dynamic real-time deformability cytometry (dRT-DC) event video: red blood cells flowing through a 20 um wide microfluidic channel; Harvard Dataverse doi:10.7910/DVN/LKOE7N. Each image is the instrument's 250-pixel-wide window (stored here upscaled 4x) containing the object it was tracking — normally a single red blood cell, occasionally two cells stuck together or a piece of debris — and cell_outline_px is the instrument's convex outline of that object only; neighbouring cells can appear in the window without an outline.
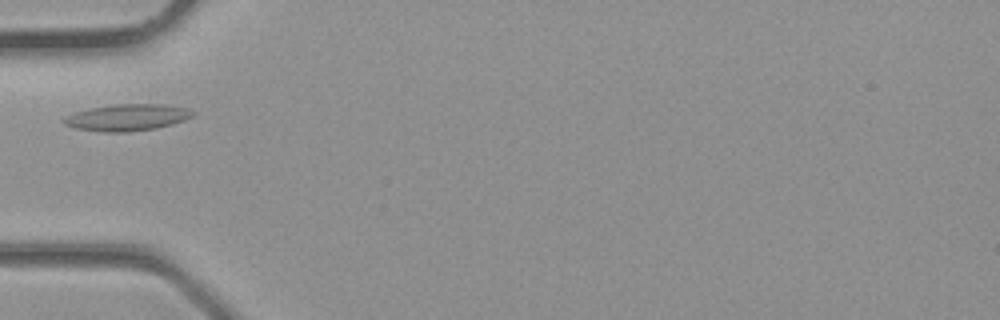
{"species": "common noctule bat (a hibernating species)", "species_latin": "Nyctalus noctula", "temperature_condition": "room temperature", "stored_images_in_passage": 1, "camera_frame_rate_fps": 3000, "um_per_image_px": 0.085, "animal": {"sex": "male", "body_mass_g": 23.1, "forearm_length_mm": 52.7}, "frame": {"image": 1, "passage_image": 1, "time_ms": 0.0, "image_size_px": [1000, 320], "cell_outline_px": [[196, 112], [192, 116], [184, 120], [172, 124], [156, 128], [128, 132], [104, 132], [76, 128], [64, 124], [60, 120], [64, 116], [88, 108], [112, 104], [164, 104], [188, 108]], "centroid_in_image_um": [10.79, 9.97], "position_along_channel_um": 74.2, "area_um2": 20.17}}